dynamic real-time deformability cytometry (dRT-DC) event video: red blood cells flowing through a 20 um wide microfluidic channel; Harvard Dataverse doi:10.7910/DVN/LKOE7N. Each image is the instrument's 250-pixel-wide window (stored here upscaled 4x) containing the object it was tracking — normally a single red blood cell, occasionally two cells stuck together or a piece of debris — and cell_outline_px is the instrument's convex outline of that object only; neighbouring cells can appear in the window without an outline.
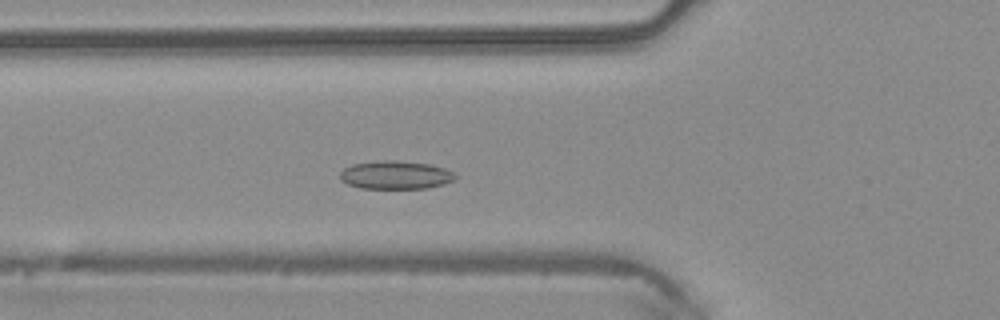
{"species": "common noctule bat (a hibernating species)", "species_latin": "Nyctalus noctula", "temperature_condition": "warm", "stored_images_in_passage": 37, "camera_frame_rate_fps": 3000, "um_per_image_px": 0.085, "animal": {"sex": "male", "body_mass_g": 20.4}, "frame": {"image": 1, "passage_image": 5, "time_ms": 1.333, "image_size_px": [1000, 320], "cell_outline_px": [[456, 180], [444, 184], [428, 188], [360, 188], [348, 184], [340, 180], [340, 172], [344, 168], [352, 164], [384, 160], [396, 160], [428, 164], [444, 168], [452, 172], [456, 176]], "centroid_in_image_um": [33.62, 14.88], "position_along_channel_um": 92.2, "area_um2": 18.96}}
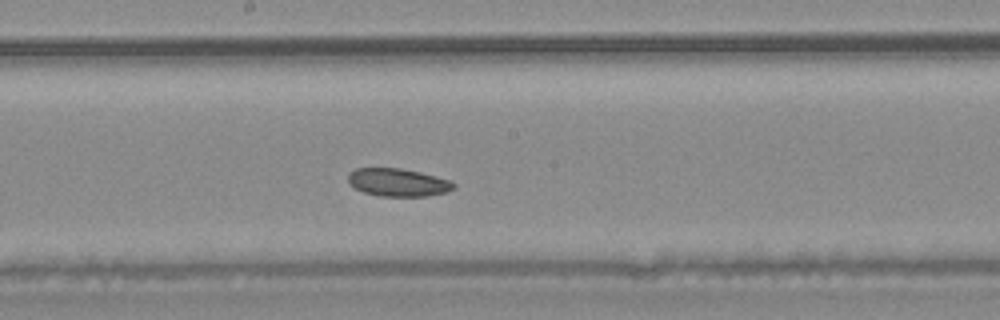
{"frame": {"image": 2, "passage_image": 14, "time_ms": 4.333, "image_size_px": [1000, 320], "cell_outline_px": [[456, 188], [448, 192], [428, 196], [380, 196], [364, 192], [348, 184], [348, 172], [356, 168], [400, 168], [420, 172], [436, 176], [448, 180], [456, 184]], "centroid_in_image_um": [33.83, 15.5], "position_along_channel_um": 214.4, "area_um2": 17.28}}
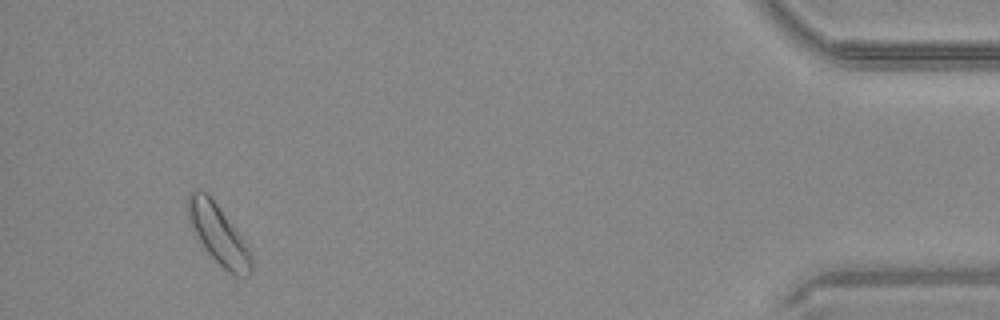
{"frame": {"image": 3, "passage_image": 34, "time_ms": 11.0, "image_size_px": [1000, 320], "cell_outline_px": [[252, 272], [248, 276], [236, 276], [228, 272], [204, 248], [192, 228], [188, 220], [184, 208], [188, 192], [192, 188], [200, 188], [216, 204], [240, 236], [248, 248], [252, 260]], "centroid_in_image_um": [18.48, 19.87], "position_along_channel_um": 416.7, "area_um2": 21.79}}